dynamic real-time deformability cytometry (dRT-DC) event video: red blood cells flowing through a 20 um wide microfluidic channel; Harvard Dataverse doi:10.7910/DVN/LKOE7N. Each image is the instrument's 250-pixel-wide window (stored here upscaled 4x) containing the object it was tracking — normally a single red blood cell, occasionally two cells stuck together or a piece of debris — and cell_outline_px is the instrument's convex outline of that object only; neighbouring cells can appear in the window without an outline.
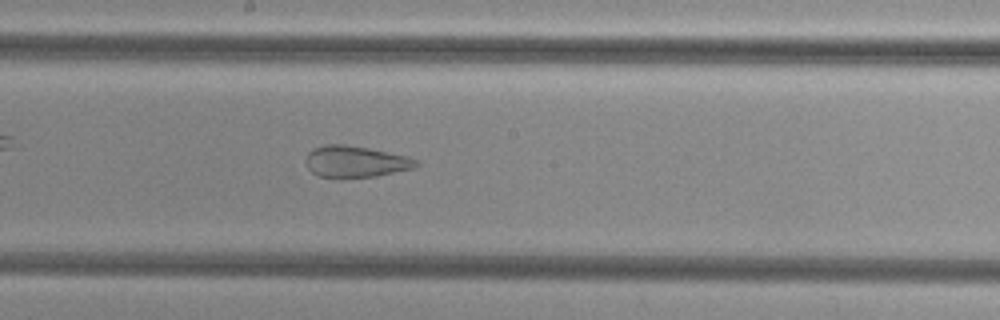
{"species": "common noctule bat (a hibernating species)", "species_latin": "Nyctalus noctula", "temperature_condition": "cold", "stored_images_in_passage": 47, "camera_frame_rate_fps": 3000, "um_per_image_px": 0.085, "animal": {"sex": "female", "body_mass_g": 29.2, "forearm_length_mm": 56.3}, "frame": {"image": 1, "passage_image": 27, "time_ms": 8.667, "image_size_px": [1000, 320], "cell_outline_px": [[420, 164], [416, 168], [376, 176], [340, 180], [320, 176], [312, 172], [308, 168], [304, 160], [308, 152], [312, 148], [324, 144], [344, 144], [368, 148], [408, 156], [420, 160]], "centroid_in_image_um": [30.22, 13.76], "position_along_channel_um": 218.0, "area_um2": 20.98}}
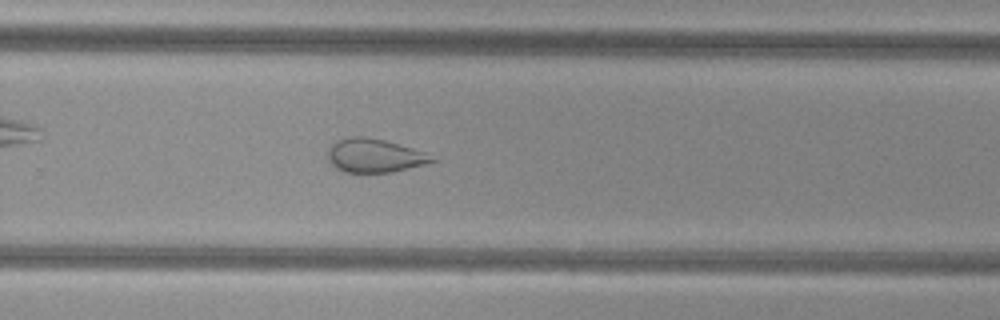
{"frame": {"image": 2, "passage_image": 33, "time_ms": 10.667, "image_size_px": [1000, 320], "cell_outline_px": [[436, 160], [424, 164], [392, 172], [344, 172], [336, 168], [328, 160], [328, 148], [336, 140], [348, 136], [364, 136], [384, 140], [412, 148], [424, 152]], "centroid_in_image_um": [31.76, 13.21], "position_along_channel_um": 298.0, "area_um2": 20.23}}
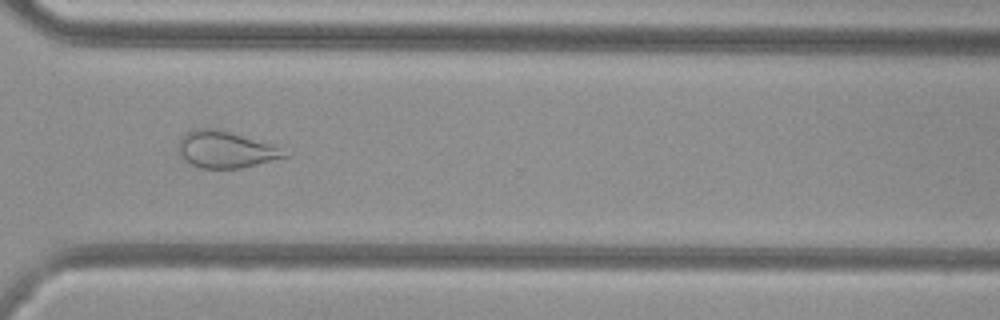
{"frame": {"image": 3, "passage_image": 37, "time_ms": 12.0, "image_size_px": [1000, 320], "cell_outline_px": [[292, 156], [240, 168], [200, 168], [184, 160], [180, 156], [176, 148], [180, 136], [184, 132], [196, 128], [216, 128], [276, 144], [292, 152]], "centroid_in_image_um": [19.23, 12.69], "position_along_channel_um": 351.4, "area_um2": 23.52}}